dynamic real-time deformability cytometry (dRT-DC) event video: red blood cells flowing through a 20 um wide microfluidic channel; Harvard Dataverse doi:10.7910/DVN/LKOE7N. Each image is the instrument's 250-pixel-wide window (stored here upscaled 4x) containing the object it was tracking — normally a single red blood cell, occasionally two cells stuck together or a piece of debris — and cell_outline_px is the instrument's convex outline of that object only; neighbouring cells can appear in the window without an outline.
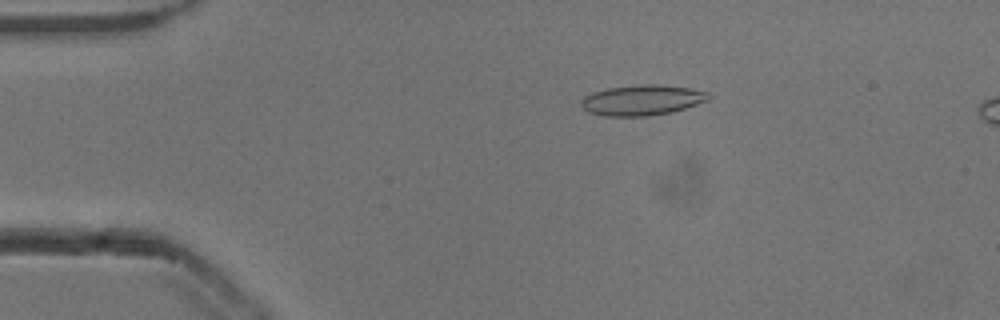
{"species": "common noctule bat (a hibernating species)", "species_latin": "Nyctalus noctula", "temperature_condition": "cold", "stored_images_in_passage": 54, "camera_frame_rate_fps": 3000, "um_per_image_px": 0.085, "animal": {"sex": "male", "body_mass_g": 13.3}, "frame": {"image": 1, "passage_image": 10, "time_ms": 3.0, "image_size_px": [1000, 320], "cell_outline_px": [[708, 100], [672, 112], [648, 116], [604, 116], [588, 112], [580, 104], [580, 100], [584, 96], [608, 88], [640, 84], [664, 84], [688, 88], [708, 92]], "centroid_in_image_um": [54.55, 8.51], "position_along_channel_um": 30.4, "area_um2": 22.48}}
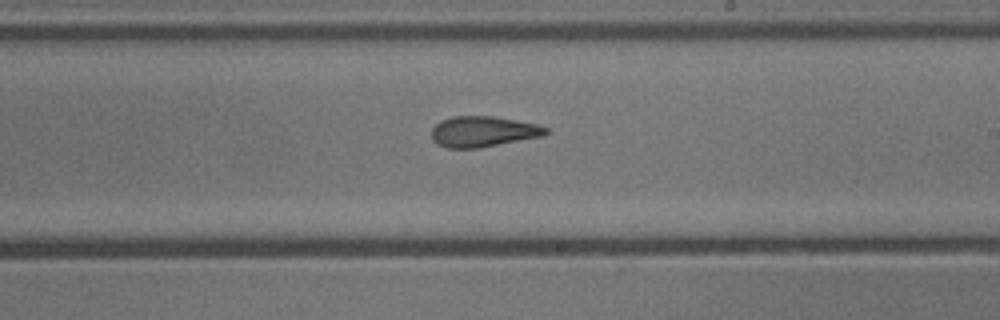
{"frame": {"image": 2, "passage_image": 31, "time_ms": 10.0, "image_size_px": [1000, 320], "cell_outline_px": [[548, 132], [544, 136], [480, 148], [448, 148], [436, 144], [432, 140], [432, 128], [440, 120], [452, 116], [496, 116], [536, 124], [548, 128]], "centroid_in_image_um": [41.05, 11.18], "position_along_channel_um": 247.9, "area_um2": 20.63}}
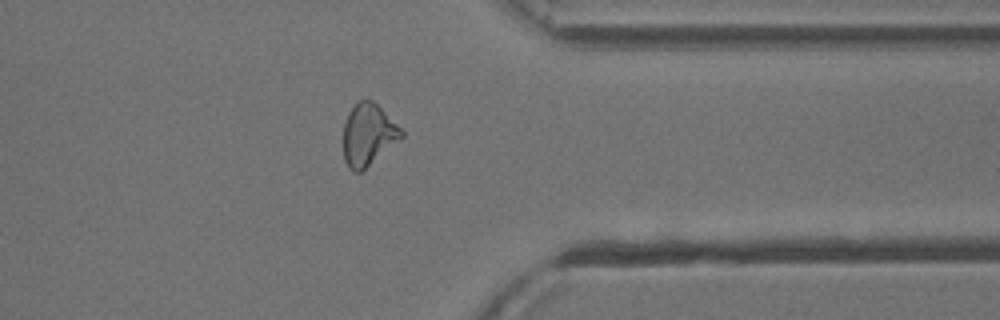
{"frame": {"image": 3, "passage_image": 42, "time_ms": 13.667, "image_size_px": [1000, 320], "cell_outline_px": [[404, 136], [360, 172], [352, 172], [348, 168], [344, 160], [344, 124], [348, 112], [360, 100], [372, 100], [404, 132]], "centroid_in_image_um": [31.27, 11.47], "position_along_channel_um": 380.1, "area_um2": 20.46}}